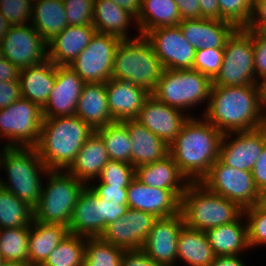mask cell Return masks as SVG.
I'll use <instances>...</instances> for the list:
<instances>
[{
	"instance_id": "6da1fadb",
	"label": "cell",
	"mask_w": 266,
	"mask_h": 266,
	"mask_svg": "<svg viewBox=\"0 0 266 266\" xmlns=\"http://www.w3.org/2000/svg\"><path fill=\"white\" fill-rule=\"evenodd\" d=\"M202 116L223 134L251 131L266 125L257 84L212 86Z\"/></svg>"
},
{
	"instance_id": "7a4b0ae2",
	"label": "cell",
	"mask_w": 266,
	"mask_h": 266,
	"mask_svg": "<svg viewBox=\"0 0 266 266\" xmlns=\"http://www.w3.org/2000/svg\"><path fill=\"white\" fill-rule=\"evenodd\" d=\"M223 133L203 116L189 117L169 145V154L189 182H200L219 159Z\"/></svg>"
},
{
	"instance_id": "3957f363",
	"label": "cell",
	"mask_w": 266,
	"mask_h": 266,
	"mask_svg": "<svg viewBox=\"0 0 266 266\" xmlns=\"http://www.w3.org/2000/svg\"><path fill=\"white\" fill-rule=\"evenodd\" d=\"M94 132L76 115L43 118L35 149L48 170L66 171Z\"/></svg>"
},
{
	"instance_id": "277c9868",
	"label": "cell",
	"mask_w": 266,
	"mask_h": 266,
	"mask_svg": "<svg viewBox=\"0 0 266 266\" xmlns=\"http://www.w3.org/2000/svg\"><path fill=\"white\" fill-rule=\"evenodd\" d=\"M1 147L0 172L4 170L7 177L0 175V186L34 208L41 196L42 177L49 170L35 147Z\"/></svg>"
},
{
	"instance_id": "5b68a950",
	"label": "cell",
	"mask_w": 266,
	"mask_h": 266,
	"mask_svg": "<svg viewBox=\"0 0 266 266\" xmlns=\"http://www.w3.org/2000/svg\"><path fill=\"white\" fill-rule=\"evenodd\" d=\"M243 211L238 204L209 191L200 182H190L181 196L180 213L184 225L191 229L206 232L238 220Z\"/></svg>"
},
{
	"instance_id": "8992f818",
	"label": "cell",
	"mask_w": 266,
	"mask_h": 266,
	"mask_svg": "<svg viewBox=\"0 0 266 266\" xmlns=\"http://www.w3.org/2000/svg\"><path fill=\"white\" fill-rule=\"evenodd\" d=\"M164 68L144 35L121 40L114 57L111 79L131 82L152 93Z\"/></svg>"
},
{
	"instance_id": "52a82bcc",
	"label": "cell",
	"mask_w": 266,
	"mask_h": 266,
	"mask_svg": "<svg viewBox=\"0 0 266 266\" xmlns=\"http://www.w3.org/2000/svg\"><path fill=\"white\" fill-rule=\"evenodd\" d=\"M211 87L212 80L194 69H164L151 95L168 106L186 111L190 117H194L192 108L205 103L202 116L209 102ZM190 110L192 114L188 113Z\"/></svg>"
},
{
	"instance_id": "ba28073f",
	"label": "cell",
	"mask_w": 266,
	"mask_h": 266,
	"mask_svg": "<svg viewBox=\"0 0 266 266\" xmlns=\"http://www.w3.org/2000/svg\"><path fill=\"white\" fill-rule=\"evenodd\" d=\"M44 180L47 183L42 185L41 196L33 208L34 220L68 227L78 196L86 184L61 170H49Z\"/></svg>"
},
{
	"instance_id": "9c48e42d",
	"label": "cell",
	"mask_w": 266,
	"mask_h": 266,
	"mask_svg": "<svg viewBox=\"0 0 266 266\" xmlns=\"http://www.w3.org/2000/svg\"><path fill=\"white\" fill-rule=\"evenodd\" d=\"M222 65L212 86H244L257 84L254 71L253 31L236 28L227 38Z\"/></svg>"
},
{
	"instance_id": "30bf717a",
	"label": "cell",
	"mask_w": 266,
	"mask_h": 266,
	"mask_svg": "<svg viewBox=\"0 0 266 266\" xmlns=\"http://www.w3.org/2000/svg\"><path fill=\"white\" fill-rule=\"evenodd\" d=\"M43 118L42 108L23 97L0 109V140H6L4 147H35Z\"/></svg>"
},
{
	"instance_id": "8fae6325",
	"label": "cell",
	"mask_w": 266,
	"mask_h": 266,
	"mask_svg": "<svg viewBox=\"0 0 266 266\" xmlns=\"http://www.w3.org/2000/svg\"><path fill=\"white\" fill-rule=\"evenodd\" d=\"M209 191L235 202L243 210L257 204L259 190L252 172L225 165L218 159L200 181Z\"/></svg>"
},
{
	"instance_id": "7c38bea8",
	"label": "cell",
	"mask_w": 266,
	"mask_h": 266,
	"mask_svg": "<svg viewBox=\"0 0 266 266\" xmlns=\"http://www.w3.org/2000/svg\"><path fill=\"white\" fill-rule=\"evenodd\" d=\"M122 39L96 32L87 47L68 65L85 83L111 79L114 57Z\"/></svg>"
},
{
	"instance_id": "4fadbf2b",
	"label": "cell",
	"mask_w": 266,
	"mask_h": 266,
	"mask_svg": "<svg viewBox=\"0 0 266 266\" xmlns=\"http://www.w3.org/2000/svg\"><path fill=\"white\" fill-rule=\"evenodd\" d=\"M0 45L4 58L19 70L48 59V44L31 24L11 26Z\"/></svg>"
},
{
	"instance_id": "5bb4252c",
	"label": "cell",
	"mask_w": 266,
	"mask_h": 266,
	"mask_svg": "<svg viewBox=\"0 0 266 266\" xmlns=\"http://www.w3.org/2000/svg\"><path fill=\"white\" fill-rule=\"evenodd\" d=\"M145 37L151 43L164 69H193L196 50L186 40L179 26L155 28Z\"/></svg>"
},
{
	"instance_id": "9a60e30c",
	"label": "cell",
	"mask_w": 266,
	"mask_h": 266,
	"mask_svg": "<svg viewBox=\"0 0 266 266\" xmlns=\"http://www.w3.org/2000/svg\"><path fill=\"white\" fill-rule=\"evenodd\" d=\"M265 145L266 126L251 131L225 133L219 159L225 165L252 172Z\"/></svg>"
},
{
	"instance_id": "2e32d148",
	"label": "cell",
	"mask_w": 266,
	"mask_h": 266,
	"mask_svg": "<svg viewBox=\"0 0 266 266\" xmlns=\"http://www.w3.org/2000/svg\"><path fill=\"white\" fill-rule=\"evenodd\" d=\"M157 219L151 213L128 208L122 218L106 226L100 237L125 251L141 250Z\"/></svg>"
},
{
	"instance_id": "e0dca14e",
	"label": "cell",
	"mask_w": 266,
	"mask_h": 266,
	"mask_svg": "<svg viewBox=\"0 0 266 266\" xmlns=\"http://www.w3.org/2000/svg\"><path fill=\"white\" fill-rule=\"evenodd\" d=\"M184 192L150 187L134 177L127 188V205L130 209L148 212L157 218L170 217L180 213Z\"/></svg>"
},
{
	"instance_id": "ac0fdd59",
	"label": "cell",
	"mask_w": 266,
	"mask_h": 266,
	"mask_svg": "<svg viewBox=\"0 0 266 266\" xmlns=\"http://www.w3.org/2000/svg\"><path fill=\"white\" fill-rule=\"evenodd\" d=\"M181 213L158 218L152 226L142 251L153 261L162 266H176L177 241L184 227Z\"/></svg>"
},
{
	"instance_id": "d6986e66",
	"label": "cell",
	"mask_w": 266,
	"mask_h": 266,
	"mask_svg": "<svg viewBox=\"0 0 266 266\" xmlns=\"http://www.w3.org/2000/svg\"><path fill=\"white\" fill-rule=\"evenodd\" d=\"M85 82L68 65H56V81L47 103L44 118L74 116Z\"/></svg>"
},
{
	"instance_id": "ffe728a7",
	"label": "cell",
	"mask_w": 266,
	"mask_h": 266,
	"mask_svg": "<svg viewBox=\"0 0 266 266\" xmlns=\"http://www.w3.org/2000/svg\"><path fill=\"white\" fill-rule=\"evenodd\" d=\"M189 117L185 112L162 103L150 94L135 120L169 146Z\"/></svg>"
},
{
	"instance_id": "44dd1931",
	"label": "cell",
	"mask_w": 266,
	"mask_h": 266,
	"mask_svg": "<svg viewBox=\"0 0 266 266\" xmlns=\"http://www.w3.org/2000/svg\"><path fill=\"white\" fill-rule=\"evenodd\" d=\"M105 84L109 112L113 121L136 119L151 94L126 80L109 79Z\"/></svg>"
},
{
	"instance_id": "7402d4cb",
	"label": "cell",
	"mask_w": 266,
	"mask_h": 266,
	"mask_svg": "<svg viewBox=\"0 0 266 266\" xmlns=\"http://www.w3.org/2000/svg\"><path fill=\"white\" fill-rule=\"evenodd\" d=\"M178 26L195 50L223 49L227 38L236 29L227 21L203 18L182 20Z\"/></svg>"
},
{
	"instance_id": "603a6c76",
	"label": "cell",
	"mask_w": 266,
	"mask_h": 266,
	"mask_svg": "<svg viewBox=\"0 0 266 266\" xmlns=\"http://www.w3.org/2000/svg\"><path fill=\"white\" fill-rule=\"evenodd\" d=\"M93 25L65 27L48 44V59L55 65H70L96 33Z\"/></svg>"
},
{
	"instance_id": "cb8c5ba5",
	"label": "cell",
	"mask_w": 266,
	"mask_h": 266,
	"mask_svg": "<svg viewBox=\"0 0 266 266\" xmlns=\"http://www.w3.org/2000/svg\"><path fill=\"white\" fill-rule=\"evenodd\" d=\"M68 231L86 238L102 235L101 203L87 185L78 196Z\"/></svg>"
},
{
	"instance_id": "d4e9b609",
	"label": "cell",
	"mask_w": 266,
	"mask_h": 266,
	"mask_svg": "<svg viewBox=\"0 0 266 266\" xmlns=\"http://www.w3.org/2000/svg\"><path fill=\"white\" fill-rule=\"evenodd\" d=\"M135 22V23H134ZM136 17L109 0H94L93 23L98 33L116 36L122 40L140 36H129L128 28H137ZM135 24V25H134Z\"/></svg>"
},
{
	"instance_id": "484cf974",
	"label": "cell",
	"mask_w": 266,
	"mask_h": 266,
	"mask_svg": "<svg viewBox=\"0 0 266 266\" xmlns=\"http://www.w3.org/2000/svg\"><path fill=\"white\" fill-rule=\"evenodd\" d=\"M55 81L56 65L49 59L38 65L21 69L19 72L21 97L42 108L47 103Z\"/></svg>"
},
{
	"instance_id": "4316f807",
	"label": "cell",
	"mask_w": 266,
	"mask_h": 266,
	"mask_svg": "<svg viewBox=\"0 0 266 266\" xmlns=\"http://www.w3.org/2000/svg\"><path fill=\"white\" fill-rule=\"evenodd\" d=\"M131 140V165L134 168L163 159L169 154V146L137 120H127Z\"/></svg>"
},
{
	"instance_id": "83f0119b",
	"label": "cell",
	"mask_w": 266,
	"mask_h": 266,
	"mask_svg": "<svg viewBox=\"0 0 266 266\" xmlns=\"http://www.w3.org/2000/svg\"><path fill=\"white\" fill-rule=\"evenodd\" d=\"M75 115L97 130L113 121L109 112L106 84L85 83L77 103Z\"/></svg>"
},
{
	"instance_id": "f1b7e54d",
	"label": "cell",
	"mask_w": 266,
	"mask_h": 266,
	"mask_svg": "<svg viewBox=\"0 0 266 266\" xmlns=\"http://www.w3.org/2000/svg\"><path fill=\"white\" fill-rule=\"evenodd\" d=\"M109 160L102 138L94 132L86 140L74 162L66 171L87 185L97 179Z\"/></svg>"
},
{
	"instance_id": "f546056e",
	"label": "cell",
	"mask_w": 266,
	"mask_h": 266,
	"mask_svg": "<svg viewBox=\"0 0 266 266\" xmlns=\"http://www.w3.org/2000/svg\"><path fill=\"white\" fill-rule=\"evenodd\" d=\"M135 177L147 186L166 190H185L190 183L170 154L161 160L138 166Z\"/></svg>"
},
{
	"instance_id": "4dcf8cb0",
	"label": "cell",
	"mask_w": 266,
	"mask_h": 266,
	"mask_svg": "<svg viewBox=\"0 0 266 266\" xmlns=\"http://www.w3.org/2000/svg\"><path fill=\"white\" fill-rule=\"evenodd\" d=\"M206 234L215 256L243 255L250 249L244 215L231 223L210 228Z\"/></svg>"
},
{
	"instance_id": "1f68e13d",
	"label": "cell",
	"mask_w": 266,
	"mask_h": 266,
	"mask_svg": "<svg viewBox=\"0 0 266 266\" xmlns=\"http://www.w3.org/2000/svg\"><path fill=\"white\" fill-rule=\"evenodd\" d=\"M68 234V227L64 225L33 219L28 238V262L32 265L42 264Z\"/></svg>"
},
{
	"instance_id": "d6a6232c",
	"label": "cell",
	"mask_w": 266,
	"mask_h": 266,
	"mask_svg": "<svg viewBox=\"0 0 266 266\" xmlns=\"http://www.w3.org/2000/svg\"><path fill=\"white\" fill-rule=\"evenodd\" d=\"M215 254L205 231L184 226L177 241V262L188 266H211Z\"/></svg>"
},
{
	"instance_id": "836d02e7",
	"label": "cell",
	"mask_w": 266,
	"mask_h": 266,
	"mask_svg": "<svg viewBox=\"0 0 266 266\" xmlns=\"http://www.w3.org/2000/svg\"><path fill=\"white\" fill-rule=\"evenodd\" d=\"M30 24L48 43L68 26L63 0H33Z\"/></svg>"
},
{
	"instance_id": "e575fe53",
	"label": "cell",
	"mask_w": 266,
	"mask_h": 266,
	"mask_svg": "<svg viewBox=\"0 0 266 266\" xmlns=\"http://www.w3.org/2000/svg\"><path fill=\"white\" fill-rule=\"evenodd\" d=\"M136 21L138 33L145 36L155 28L178 26L182 20L174 0H142Z\"/></svg>"
},
{
	"instance_id": "d590c367",
	"label": "cell",
	"mask_w": 266,
	"mask_h": 266,
	"mask_svg": "<svg viewBox=\"0 0 266 266\" xmlns=\"http://www.w3.org/2000/svg\"><path fill=\"white\" fill-rule=\"evenodd\" d=\"M94 182V184L92 183ZM87 186L99 197L102 210V234L108 224L122 218L127 209V188L109 186L105 183H95L92 180ZM92 184V185H91Z\"/></svg>"
},
{
	"instance_id": "8d00e7d4",
	"label": "cell",
	"mask_w": 266,
	"mask_h": 266,
	"mask_svg": "<svg viewBox=\"0 0 266 266\" xmlns=\"http://www.w3.org/2000/svg\"><path fill=\"white\" fill-rule=\"evenodd\" d=\"M95 132L102 138L110 160L131 164L132 144L128 134L127 120L114 121Z\"/></svg>"
},
{
	"instance_id": "74e56055",
	"label": "cell",
	"mask_w": 266,
	"mask_h": 266,
	"mask_svg": "<svg viewBox=\"0 0 266 266\" xmlns=\"http://www.w3.org/2000/svg\"><path fill=\"white\" fill-rule=\"evenodd\" d=\"M33 208L0 186V229L30 226Z\"/></svg>"
},
{
	"instance_id": "f35d334b",
	"label": "cell",
	"mask_w": 266,
	"mask_h": 266,
	"mask_svg": "<svg viewBox=\"0 0 266 266\" xmlns=\"http://www.w3.org/2000/svg\"><path fill=\"white\" fill-rule=\"evenodd\" d=\"M86 237L68 234L41 264L43 266H83Z\"/></svg>"
},
{
	"instance_id": "ab89813d",
	"label": "cell",
	"mask_w": 266,
	"mask_h": 266,
	"mask_svg": "<svg viewBox=\"0 0 266 266\" xmlns=\"http://www.w3.org/2000/svg\"><path fill=\"white\" fill-rule=\"evenodd\" d=\"M125 250L101 237L86 238L83 266H120Z\"/></svg>"
},
{
	"instance_id": "60d3db41",
	"label": "cell",
	"mask_w": 266,
	"mask_h": 266,
	"mask_svg": "<svg viewBox=\"0 0 266 266\" xmlns=\"http://www.w3.org/2000/svg\"><path fill=\"white\" fill-rule=\"evenodd\" d=\"M30 226L0 229V255L4 261H28Z\"/></svg>"
},
{
	"instance_id": "b9f144b4",
	"label": "cell",
	"mask_w": 266,
	"mask_h": 266,
	"mask_svg": "<svg viewBox=\"0 0 266 266\" xmlns=\"http://www.w3.org/2000/svg\"><path fill=\"white\" fill-rule=\"evenodd\" d=\"M221 21L235 28H247L251 21L253 5L248 0H218Z\"/></svg>"
},
{
	"instance_id": "7bdbcfd3",
	"label": "cell",
	"mask_w": 266,
	"mask_h": 266,
	"mask_svg": "<svg viewBox=\"0 0 266 266\" xmlns=\"http://www.w3.org/2000/svg\"><path fill=\"white\" fill-rule=\"evenodd\" d=\"M243 215L247 223L249 247L265 246L266 244V208L255 204L244 209Z\"/></svg>"
},
{
	"instance_id": "ee69618b",
	"label": "cell",
	"mask_w": 266,
	"mask_h": 266,
	"mask_svg": "<svg viewBox=\"0 0 266 266\" xmlns=\"http://www.w3.org/2000/svg\"><path fill=\"white\" fill-rule=\"evenodd\" d=\"M135 177V168L128 163L109 160L95 179L96 183H105L109 186L128 188Z\"/></svg>"
},
{
	"instance_id": "f6af8a7d",
	"label": "cell",
	"mask_w": 266,
	"mask_h": 266,
	"mask_svg": "<svg viewBox=\"0 0 266 266\" xmlns=\"http://www.w3.org/2000/svg\"><path fill=\"white\" fill-rule=\"evenodd\" d=\"M32 2L33 0H1L0 13L10 26L29 25L32 17Z\"/></svg>"
},
{
	"instance_id": "bcb514c9",
	"label": "cell",
	"mask_w": 266,
	"mask_h": 266,
	"mask_svg": "<svg viewBox=\"0 0 266 266\" xmlns=\"http://www.w3.org/2000/svg\"><path fill=\"white\" fill-rule=\"evenodd\" d=\"M223 57V49L201 48L195 52L193 69L213 80L220 70Z\"/></svg>"
},
{
	"instance_id": "7dc6e473",
	"label": "cell",
	"mask_w": 266,
	"mask_h": 266,
	"mask_svg": "<svg viewBox=\"0 0 266 266\" xmlns=\"http://www.w3.org/2000/svg\"><path fill=\"white\" fill-rule=\"evenodd\" d=\"M68 25H92L94 0H63Z\"/></svg>"
},
{
	"instance_id": "c3c4849f",
	"label": "cell",
	"mask_w": 266,
	"mask_h": 266,
	"mask_svg": "<svg viewBox=\"0 0 266 266\" xmlns=\"http://www.w3.org/2000/svg\"><path fill=\"white\" fill-rule=\"evenodd\" d=\"M254 71L256 79L266 75V36L262 32L253 31Z\"/></svg>"
},
{
	"instance_id": "681fc988",
	"label": "cell",
	"mask_w": 266,
	"mask_h": 266,
	"mask_svg": "<svg viewBox=\"0 0 266 266\" xmlns=\"http://www.w3.org/2000/svg\"><path fill=\"white\" fill-rule=\"evenodd\" d=\"M21 97L19 81H0V109L10 106Z\"/></svg>"
},
{
	"instance_id": "f907efd6",
	"label": "cell",
	"mask_w": 266,
	"mask_h": 266,
	"mask_svg": "<svg viewBox=\"0 0 266 266\" xmlns=\"http://www.w3.org/2000/svg\"><path fill=\"white\" fill-rule=\"evenodd\" d=\"M246 29L256 32L266 29V0H258L253 5L251 21Z\"/></svg>"
},
{
	"instance_id": "816d5d0a",
	"label": "cell",
	"mask_w": 266,
	"mask_h": 266,
	"mask_svg": "<svg viewBox=\"0 0 266 266\" xmlns=\"http://www.w3.org/2000/svg\"><path fill=\"white\" fill-rule=\"evenodd\" d=\"M120 266H162L150 259L142 250L125 251Z\"/></svg>"
},
{
	"instance_id": "f5cc1de1",
	"label": "cell",
	"mask_w": 266,
	"mask_h": 266,
	"mask_svg": "<svg viewBox=\"0 0 266 266\" xmlns=\"http://www.w3.org/2000/svg\"><path fill=\"white\" fill-rule=\"evenodd\" d=\"M179 8L181 20L200 18V6L198 0H174Z\"/></svg>"
},
{
	"instance_id": "db71d44e",
	"label": "cell",
	"mask_w": 266,
	"mask_h": 266,
	"mask_svg": "<svg viewBox=\"0 0 266 266\" xmlns=\"http://www.w3.org/2000/svg\"><path fill=\"white\" fill-rule=\"evenodd\" d=\"M252 176L258 190L266 185V145L261 151L258 160L252 170Z\"/></svg>"
},
{
	"instance_id": "11a10c76",
	"label": "cell",
	"mask_w": 266,
	"mask_h": 266,
	"mask_svg": "<svg viewBox=\"0 0 266 266\" xmlns=\"http://www.w3.org/2000/svg\"><path fill=\"white\" fill-rule=\"evenodd\" d=\"M200 6V18L221 20L218 0H198Z\"/></svg>"
},
{
	"instance_id": "9f6ffc18",
	"label": "cell",
	"mask_w": 266,
	"mask_h": 266,
	"mask_svg": "<svg viewBox=\"0 0 266 266\" xmlns=\"http://www.w3.org/2000/svg\"><path fill=\"white\" fill-rule=\"evenodd\" d=\"M20 70L6 58L0 60V81H19Z\"/></svg>"
},
{
	"instance_id": "6f0895ef",
	"label": "cell",
	"mask_w": 266,
	"mask_h": 266,
	"mask_svg": "<svg viewBox=\"0 0 266 266\" xmlns=\"http://www.w3.org/2000/svg\"><path fill=\"white\" fill-rule=\"evenodd\" d=\"M241 255L236 256H215L211 266H247V263L242 261Z\"/></svg>"
},
{
	"instance_id": "680465c9",
	"label": "cell",
	"mask_w": 266,
	"mask_h": 266,
	"mask_svg": "<svg viewBox=\"0 0 266 266\" xmlns=\"http://www.w3.org/2000/svg\"><path fill=\"white\" fill-rule=\"evenodd\" d=\"M109 1L124 8L132 15H134L136 18L138 17L141 11L142 0H109Z\"/></svg>"
},
{
	"instance_id": "91938a15",
	"label": "cell",
	"mask_w": 266,
	"mask_h": 266,
	"mask_svg": "<svg viewBox=\"0 0 266 266\" xmlns=\"http://www.w3.org/2000/svg\"><path fill=\"white\" fill-rule=\"evenodd\" d=\"M259 103L263 115L266 117V75L257 80Z\"/></svg>"
},
{
	"instance_id": "94428289",
	"label": "cell",
	"mask_w": 266,
	"mask_h": 266,
	"mask_svg": "<svg viewBox=\"0 0 266 266\" xmlns=\"http://www.w3.org/2000/svg\"><path fill=\"white\" fill-rule=\"evenodd\" d=\"M10 24L6 20V18L0 13V42L8 32V29L10 28Z\"/></svg>"
},
{
	"instance_id": "6125c7cd",
	"label": "cell",
	"mask_w": 266,
	"mask_h": 266,
	"mask_svg": "<svg viewBox=\"0 0 266 266\" xmlns=\"http://www.w3.org/2000/svg\"><path fill=\"white\" fill-rule=\"evenodd\" d=\"M257 205L266 208V185L259 190Z\"/></svg>"
},
{
	"instance_id": "be15d7a7",
	"label": "cell",
	"mask_w": 266,
	"mask_h": 266,
	"mask_svg": "<svg viewBox=\"0 0 266 266\" xmlns=\"http://www.w3.org/2000/svg\"><path fill=\"white\" fill-rule=\"evenodd\" d=\"M2 266H34L28 261H4Z\"/></svg>"
},
{
	"instance_id": "e7e4bbea",
	"label": "cell",
	"mask_w": 266,
	"mask_h": 266,
	"mask_svg": "<svg viewBox=\"0 0 266 266\" xmlns=\"http://www.w3.org/2000/svg\"><path fill=\"white\" fill-rule=\"evenodd\" d=\"M4 59V54L2 52V48H1V45H0V60Z\"/></svg>"
},
{
	"instance_id": "03108f58",
	"label": "cell",
	"mask_w": 266,
	"mask_h": 266,
	"mask_svg": "<svg viewBox=\"0 0 266 266\" xmlns=\"http://www.w3.org/2000/svg\"><path fill=\"white\" fill-rule=\"evenodd\" d=\"M252 5H254L258 0H248Z\"/></svg>"
},
{
	"instance_id": "003e7915",
	"label": "cell",
	"mask_w": 266,
	"mask_h": 266,
	"mask_svg": "<svg viewBox=\"0 0 266 266\" xmlns=\"http://www.w3.org/2000/svg\"><path fill=\"white\" fill-rule=\"evenodd\" d=\"M3 263H4V260H3V258H2L1 255H0V266H2Z\"/></svg>"
},
{
	"instance_id": "a7ac6f4b",
	"label": "cell",
	"mask_w": 266,
	"mask_h": 266,
	"mask_svg": "<svg viewBox=\"0 0 266 266\" xmlns=\"http://www.w3.org/2000/svg\"><path fill=\"white\" fill-rule=\"evenodd\" d=\"M262 33L266 36V29Z\"/></svg>"
}]
</instances>
